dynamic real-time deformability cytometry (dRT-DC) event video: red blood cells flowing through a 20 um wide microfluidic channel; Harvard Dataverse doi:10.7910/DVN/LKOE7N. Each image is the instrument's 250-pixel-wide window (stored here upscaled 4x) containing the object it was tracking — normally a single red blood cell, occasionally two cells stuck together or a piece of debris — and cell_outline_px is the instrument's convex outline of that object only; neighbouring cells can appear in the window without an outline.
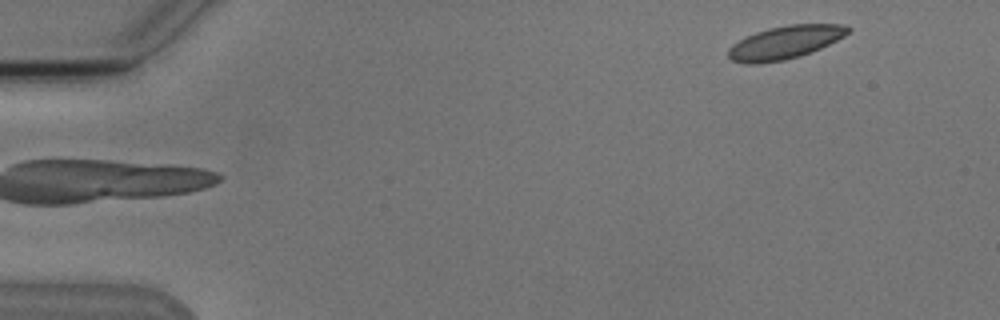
{"species": "Egyptian fruit bat (a non-hibernating species)", "species_latin": "Rousettus aegyptiacus", "temperature_condition": "cold", "stored_images_in_passage": 4, "camera_frame_rate_fps": 3000, "um_per_image_px": 0.085, "animal": {"sex": "male"}, "frame": {"image": 1, "passage_image": 1, "time_ms": 0.0, "image_size_px": [1000, 320], "cell_outline_px": [[852, 28], [844, 36], [812, 52], [800, 56], [784, 60], [756, 64], [744, 64], [732, 60], [728, 56], [728, 48], [732, 44], [756, 32], [768, 28], [788, 24], [844, 24]], "centroid_in_image_um": [66.72, 3.6], "position_along_channel_um": 18.3, "area_um2": 23.06}}
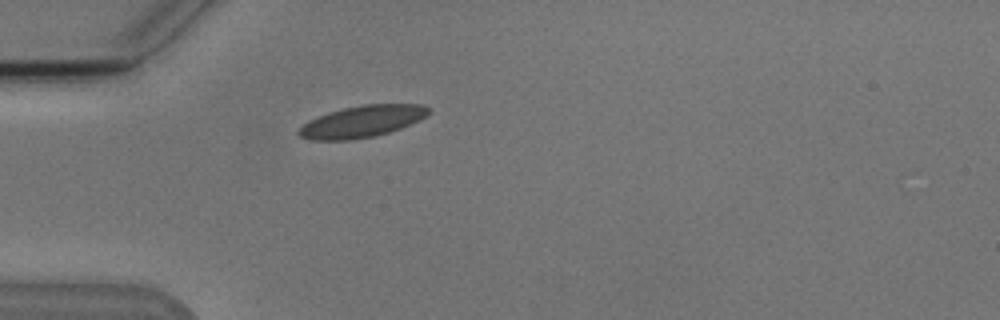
{"frame": {"image": 2, "passage_image": 4, "time_ms": 3.667, "image_size_px": [1000, 320], "cell_outline_px": [[428, 112], [424, 116], [400, 128], [388, 132], [372, 136], [352, 140], [308, 140], [300, 136], [296, 132], [308, 120], [328, 112], [344, 108], [364, 104], [424, 104], [428, 108]], "centroid_in_image_um": [30.7, 10.33], "position_along_channel_um": 54.3, "area_um2": 23.64}}